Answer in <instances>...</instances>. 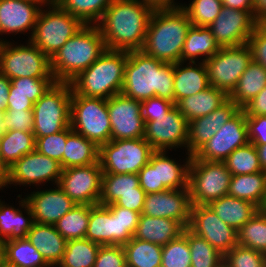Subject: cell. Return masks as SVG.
<instances>
[{
  "label": "cell",
  "mask_w": 266,
  "mask_h": 267,
  "mask_svg": "<svg viewBox=\"0 0 266 267\" xmlns=\"http://www.w3.org/2000/svg\"><path fill=\"white\" fill-rule=\"evenodd\" d=\"M153 11L139 0H113L96 24L106 49L141 50Z\"/></svg>",
  "instance_id": "1"
},
{
  "label": "cell",
  "mask_w": 266,
  "mask_h": 267,
  "mask_svg": "<svg viewBox=\"0 0 266 267\" xmlns=\"http://www.w3.org/2000/svg\"><path fill=\"white\" fill-rule=\"evenodd\" d=\"M121 93L139 101L156 96L174 102V63L129 51Z\"/></svg>",
  "instance_id": "2"
},
{
  "label": "cell",
  "mask_w": 266,
  "mask_h": 267,
  "mask_svg": "<svg viewBox=\"0 0 266 267\" xmlns=\"http://www.w3.org/2000/svg\"><path fill=\"white\" fill-rule=\"evenodd\" d=\"M191 25L188 14L182 7L154 10L141 50L163 62H180L187 31Z\"/></svg>",
  "instance_id": "3"
},
{
  "label": "cell",
  "mask_w": 266,
  "mask_h": 267,
  "mask_svg": "<svg viewBox=\"0 0 266 267\" xmlns=\"http://www.w3.org/2000/svg\"><path fill=\"white\" fill-rule=\"evenodd\" d=\"M106 50L97 25H84L50 59L56 82H70Z\"/></svg>",
  "instance_id": "4"
},
{
  "label": "cell",
  "mask_w": 266,
  "mask_h": 267,
  "mask_svg": "<svg viewBox=\"0 0 266 267\" xmlns=\"http://www.w3.org/2000/svg\"><path fill=\"white\" fill-rule=\"evenodd\" d=\"M128 52L106 49L69 83L75 94L109 99L121 93Z\"/></svg>",
  "instance_id": "5"
},
{
  "label": "cell",
  "mask_w": 266,
  "mask_h": 267,
  "mask_svg": "<svg viewBox=\"0 0 266 267\" xmlns=\"http://www.w3.org/2000/svg\"><path fill=\"white\" fill-rule=\"evenodd\" d=\"M140 213L120 206L89 205L85 238L100 245H124L137 229Z\"/></svg>",
  "instance_id": "6"
},
{
  "label": "cell",
  "mask_w": 266,
  "mask_h": 267,
  "mask_svg": "<svg viewBox=\"0 0 266 267\" xmlns=\"http://www.w3.org/2000/svg\"><path fill=\"white\" fill-rule=\"evenodd\" d=\"M47 6L46 11L41 9L39 12L33 35L28 41L51 59L85 24L63 10L55 1H50Z\"/></svg>",
  "instance_id": "7"
},
{
  "label": "cell",
  "mask_w": 266,
  "mask_h": 267,
  "mask_svg": "<svg viewBox=\"0 0 266 267\" xmlns=\"http://www.w3.org/2000/svg\"><path fill=\"white\" fill-rule=\"evenodd\" d=\"M72 88L55 82L33 106L34 137L58 133L70 126Z\"/></svg>",
  "instance_id": "8"
},
{
  "label": "cell",
  "mask_w": 266,
  "mask_h": 267,
  "mask_svg": "<svg viewBox=\"0 0 266 267\" xmlns=\"http://www.w3.org/2000/svg\"><path fill=\"white\" fill-rule=\"evenodd\" d=\"M70 126L98 147L109 142L111 125L107 99L86 97L72 91Z\"/></svg>",
  "instance_id": "9"
},
{
  "label": "cell",
  "mask_w": 266,
  "mask_h": 267,
  "mask_svg": "<svg viewBox=\"0 0 266 267\" xmlns=\"http://www.w3.org/2000/svg\"><path fill=\"white\" fill-rule=\"evenodd\" d=\"M0 72L10 80L16 78L54 79L50 58L30 40L26 45L0 42Z\"/></svg>",
  "instance_id": "10"
},
{
  "label": "cell",
  "mask_w": 266,
  "mask_h": 267,
  "mask_svg": "<svg viewBox=\"0 0 266 267\" xmlns=\"http://www.w3.org/2000/svg\"><path fill=\"white\" fill-rule=\"evenodd\" d=\"M155 150L144 138L110 140L99 147L103 174H138Z\"/></svg>",
  "instance_id": "11"
},
{
  "label": "cell",
  "mask_w": 266,
  "mask_h": 267,
  "mask_svg": "<svg viewBox=\"0 0 266 267\" xmlns=\"http://www.w3.org/2000/svg\"><path fill=\"white\" fill-rule=\"evenodd\" d=\"M231 177L224 162L197 160L192 156L188 180L192 205H208L228 195Z\"/></svg>",
  "instance_id": "12"
},
{
  "label": "cell",
  "mask_w": 266,
  "mask_h": 267,
  "mask_svg": "<svg viewBox=\"0 0 266 267\" xmlns=\"http://www.w3.org/2000/svg\"><path fill=\"white\" fill-rule=\"evenodd\" d=\"M252 59L251 49L247 44L221 47L216 54L205 61L210 86L229 95Z\"/></svg>",
  "instance_id": "13"
},
{
  "label": "cell",
  "mask_w": 266,
  "mask_h": 267,
  "mask_svg": "<svg viewBox=\"0 0 266 267\" xmlns=\"http://www.w3.org/2000/svg\"><path fill=\"white\" fill-rule=\"evenodd\" d=\"M248 143L246 115L241 109L192 156L197 160L223 162L236 148Z\"/></svg>",
  "instance_id": "14"
},
{
  "label": "cell",
  "mask_w": 266,
  "mask_h": 267,
  "mask_svg": "<svg viewBox=\"0 0 266 267\" xmlns=\"http://www.w3.org/2000/svg\"><path fill=\"white\" fill-rule=\"evenodd\" d=\"M188 229L223 256L238 244L237 231L224 223L208 205L192 206Z\"/></svg>",
  "instance_id": "15"
},
{
  "label": "cell",
  "mask_w": 266,
  "mask_h": 267,
  "mask_svg": "<svg viewBox=\"0 0 266 267\" xmlns=\"http://www.w3.org/2000/svg\"><path fill=\"white\" fill-rule=\"evenodd\" d=\"M102 168L100 162L62 170L58 185L79 205H97L101 193Z\"/></svg>",
  "instance_id": "16"
},
{
  "label": "cell",
  "mask_w": 266,
  "mask_h": 267,
  "mask_svg": "<svg viewBox=\"0 0 266 267\" xmlns=\"http://www.w3.org/2000/svg\"><path fill=\"white\" fill-rule=\"evenodd\" d=\"M61 164L50 157L40 154L36 150L24 155L7 170L6 186L27 184L41 185L52 181L58 185L62 174Z\"/></svg>",
  "instance_id": "17"
},
{
  "label": "cell",
  "mask_w": 266,
  "mask_h": 267,
  "mask_svg": "<svg viewBox=\"0 0 266 267\" xmlns=\"http://www.w3.org/2000/svg\"><path fill=\"white\" fill-rule=\"evenodd\" d=\"M107 107L111 125V140L144 137L145 123L141 101L119 93L107 99Z\"/></svg>",
  "instance_id": "18"
},
{
  "label": "cell",
  "mask_w": 266,
  "mask_h": 267,
  "mask_svg": "<svg viewBox=\"0 0 266 267\" xmlns=\"http://www.w3.org/2000/svg\"><path fill=\"white\" fill-rule=\"evenodd\" d=\"M189 122L174 106L167 115L145 123L144 139L155 151L185 147L188 142Z\"/></svg>",
  "instance_id": "19"
},
{
  "label": "cell",
  "mask_w": 266,
  "mask_h": 267,
  "mask_svg": "<svg viewBox=\"0 0 266 267\" xmlns=\"http://www.w3.org/2000/svg\"><path fill=\"white\" fill-rule=\"evenodd\" d=\"M256 26L255 11H242L223 6L208 28L220 47H237L247 44Z\"/></svg>",
  "instance_id": "20"
},
{
  "label": "cell",
  "mask_w": 266,
  "mask_h": 267,
  "mask_svg": "<svg viewBox=\"0 0 266 267\" xmlns=\"http://www.w3.org/2000/svg\"><path fill=\"white\" fill-rule=\"evenodd\" d=\"M192 206L189 188L166 190L146 194L142 214L171 218L188 228Z\"/></svg>",
  "instance_id": "21"
},
{
  "label": "cell",
  "mask_w": 266,
  "mask_h": 267,
  "mask_svg": "<svg viewBox=\"0 0 266 267\" xmlns=\"http://www.w3.org/2000/svg\"><path fill=\"white\" fill-rule=\"evenodd\" d=\"M48 4L49 2L0 0V35L32 31V37L39 12ZM3 41L4 39H0V42Z\"/></svg>",
  "instance_id": "22"
},
{
  "label": "cell",
  "mask_w": 266,
  "mask_h": 267,
  "mask_svg": "<svg viewBox=\"0 0 266 267\" xmlns=\"http://www.w3.org/2000/svg\"><path fill=\"white\" fill-rule=\"evenodd\" d=\"M54 188L33 191L25 197L35 223L54 225L76 205L59 185Z\"/></svg>",
  "instance_id": "23"
},
{
  "label": "cell",
  "mask_w": 266,
  "mask_h": 267,
  "mask_svg": "<svg viewBox=\"0 0 266 267\" xmlns=\"http://www.w3.org/2000/svg\"><path fill=\"white\" fill-rule=\"evenodd\" d=\"M241 108L231 99H227L220 107L210 114L198 117L189 122L187 154L193 155L200 147L208 142L216 132Z\"/></svg>",
  "instance_id": "24"
},
{
  "label": "cell",
  "mask_w": 266,
  "mask_h": 267,
  "mask_svg": "<svg viewBox=\"0 0 266 267\" xmlns=\"http://www.w3.org/2000/svg\"><path fill=\"white\" fill-rule=\"evenodd\" d=\"M174 63V104L182 98L197 94L208 87L210 82L205 62Z\"/></svg>",
  "instance_id": "25"
},
{
  "label": "cell",
  "mask_w": 266,
  "mask_h": 267,
  "mask_svg": "<svg viewBox=\"0 0 266 267\" xmlns=\"http://www.w3.org/2000/svg\"><path fill=\"white\" fill-rule=\"evenodd\" d=\"M27 238L51 267L59 264L63 259L67 240L54 225L34 222Z\"/></svg>",
  "instance_id": "26"
},
{
  "label": "cell",
  "mask_w": 266,
  "mask_h": 267,
  "mask_svg": "<svg viewBox=\"0 0 266 267\" xmlns=\"http://www.w3.org/2000/svg\"><path fill=\"white\" fill-rule=\"evenodd\" d=\"M184 229L178 221L171 218L152 217L141 213L134 238L164 246L178 238Z\"/></svg>",
  "instance_id": "27"
},
{
  "label": "cell",
  "mask_w": 266,
  "mask_h": 267,
  "mask_svg": "<svg viewBox=\"0 0 266 267\" xmlns=\"http://www.w3.org/2000/svg\"><path fill=\"white\" fill-rule=\"evenodd\" d=\"M167 151H154L149 163L157 168L158 185L168 190L188 188L189 166L192 155L188 154L183 165L166 156Z\"/></svg>",
  "instance_id": "28"
},
{
  "label": "cell",
  "mask_w": 266,
  "mask_h": 267,
  "mask_svg": "<svg viewBox=\"0 0 266 267\" xmlns=\"http://www.w3.org/2000/svg\"><path fill=\"white\" fill-rule=\"evenodd\" d=\"M21 208H24L27 217L20 209L5 204L0 200V238L4 241L27 238L28 231L31 229L33 221L32 210L25 198L19 201Z\"/></svg>",
  "instance_id": "29"
},
{
  "label": "cell",
  "mask_w": 266,
  "mask_h": 267,
  "mask_svg": "<svg viewBox=\"0 0 266 267\" xmlns=\"http://www.w3.org/2000/svg\"><path fill=\"white\" fill-rule=\"evenodd\" d=\"M228 95L212 86L207 89L179 100L175 106L188 122L195 118L206 116L220 107Z\"/></svg>",
  "instance_id": "30"
},
{
  "label": "cell",
  "mask_w": 266,
  "mask_h": 267,
  "mask_svg": "<svg viewBox=\"0 0 266 267\" xmlns=\"http://www.w3.org/2000/svg\"><path fill=\"white\" fill-rule=\"evenodd\" d=\"M208 206L224 223L233 227L236 231L259 210L255 204L230 195L211 201Z\"/></svg>",
  "instance_id": "31"
},
{
  "label": "cell",
  "mask_w": 266,
  "mask_h": 267,
  "mask_svg": "<svg viewBox=\"0 0 266 267\" xmlns=\"http://www.w3.org/2000/svg\"><path fill=\"white\" fill-rule=\"evenodd\" d=\"M221 49L216 42L214 35L208 27L193 26L188 29L186 39L183 45L181 61L186 63L196 62L199 57L202 62L210 59Z\"/></svg>",
  "instance_id": "32"
},
{
  "label": "cell",
  "mask_w": 266,
  "mask_h": 267,
  "mask_svg": "<svg viewBox=\"0 0 266 267\" xmlns=\"http://www.w3.org/2000/svg\"><path fill=\"white\" fill-rule=\"evenodd\" d=\"M228 195L249 201L259 209L266 199V174L261 171L252 174L233 175Z\"/></svg>",
  "instance_id": "33"
},
{
  "label": "cell",
  "mask_w": 266,
  "mask_h": 267,
  "mask_svg": "<svg viewBox=\"0 0 266 267\" xmlns=\"http://www.w3.org/2000/svg\"><path fill=\"white\" fill-rule=\"evenodd\" d=\"M34 150L33 132L5 131L0 138V163L7 171L17 160Z\"/></svg>",
  "instance_id": "34"
},
{
  "label": "cell",
  "mask_w": 266,
  "mask_h": 267,
  "mask_svg": "<svg viewBox=\"0 0 266 267\" xmlns=\"http://www.w3.org/2000/svg\"><path fill=\"white\" fill-rule=\"evenodd\" d=\"M265 86L266 69L252 59L228 98L242 108L257 96Z\"/></svg>",
  "instance_id": "35"
},
{
  "label": "cell",
  "mask_w": 266,
  "mask_h": 267,
  "mask_svg": "<svg viewBox=\"0 0 266 267\" xmlns=\"http://www.w3.org/2000/svg\"><path fill=\"white\" fill-rule=\"evenodd\" d=\"M65 146L63 169L86 166L99 161V147L74 131L67 137Z\"/></svg>",
  "instance_id": "36"
},
{
  "label": "cell",
  "mask_w": 266,
  "mask_h": 267,
  "mask_svg": "<svg viewBox=\"0 0 266 267\" xmlns=\"http://www.w3.org/2000/svg\"><path fill=\"white\" fill-rule=\"evenodd\" d=\"M123 249L126 267H161V245L132 237Z\"/></svg>",
  "instance_id": "37"
},
{
  "label": "cell",
  "mask_w": 266,
  "mask_h": 267,
  "mask_svg": "<svg viewBox=\"0 0 266 267\" xmlns=\"http://www.w3.org/2000/svg\"><path fill=\"white\" fill-rule=\"evenodd\" d=\"M4 258L17 267H51L28 238L5 241Z\"/></svg>",
  "instance_id": "38"
},
{
  "label": "cell",
  "mask_w": 266,
  "mask_h": 267,
  "mask_svg": "<svg viewBox=\"0 0 266 267\" xmlns=\"http://www.w3.org/2000/svg\"><path fill=\"white\" fill-rule=\"evenodd\" d=\"M138 174H102L99 204H113L121 194L137 192Z\"/></svg>",
  "instance_id": "39"
},
{
  "label": "cell",
  "mask_w": 266,
  "mask_h": 267,
  "mask_svg": "<svg viewBox=\"0 0 266 267\" xmlns=\"http://www.w3.org/2000/svg\"><path fill=\"white\" fill-rule=\"evenodd\" d=\"M85 25H96L113 0H51Z\"/></svg>",
  "instance_id": "40"
},
{
  "label": "cell",
  "mask_w": 266,
  "mask_h": 267,
  "mask_svg": "<svg viewBox=\"0 0 266 267\" xmlns=\"http://www.w3.org/2000/svg\"><path fill=\"white\" fill-rule=\"evenodd\" d=\"M238 245L266 255V210L259 209L238 231Z\"/></svg>",
  "instance_id": "41"
},
{
  "label": "cell",
  "mask_w": 266,
  "mask_h": 267,
  "mask_svg": "<svg viewBox=\"0 0 266 267\" xmlns=\"http://www.w3.org/2000/svg\"><path fill=\"white\" fill-rule=\"evenodd\" d=\"M100 246L86 238L69 240L60 264L64 267H94Z\"/></svg>",
  "instance_id": "42"
},
{
  "label": "cell",
  "mask_w": 266,
  "mask_h": 267,
  "mask_svg": "<svg viewBox=\"0 0 266 267\" xmlns=\"http://www.w3.org/2000/svg\"><path fill=\"white\" fill-rule=\"evenodd\" d=\"M89 224V205L76 204L55 224L56 230L67 240L84 239Z\"/></svg>",
  "instance_id": "43"
},
{
  "label": "cell",
  "mask_w": 266,
  "mask_h": 267,
  "mask_svg": "<svg viewBox=\"0 0 266 267\" xmlns=\"http://www.w3.org/2000/svg\"><path fill=\"white\" fill-rule=\"evenodd\" d=\"M223 162L232 176L263 171L255 145L250 142L236 148Z\"/></svg>",
  "instance_id": "44"
},
{
  "label": "cell",
  "mask_w": 266,
  "mask_h": 267,
  "mask_svg": "<svg viewBox=\"0 0 266 267\" xmlns=\"http://www.w3.org/2000/svg\"><path fill=\"white\" fill-rule=\"evenodd\" d=\"M191 267H223L224 256L205 239L188 229Z\"/></svg>",
  "instance_id": "45"
},
{
  "label": "cell",
  "mask_w": 266,
  "mask_h": 267,
  "mask_svg": "<svg viewBox=\"0 0 266 267\" xmlns=\"http://www.w3.org/2000/svg\"><path fill=\"white\" fill-rule=\"evenodd\" d=\"M161 267H191L188 228L178 238L162 246Z\"/></svg>",
  "instance_id": "46"
},
{
  "label": "cell",
  "mask_w": 266,
  "mask_h": 267,
  "mask_svg": "<svg viewBox=\"0 0 266 267\" xmlns=\"http://www.w3.org/2000/svg\"><path fill=\"white\" fill-rule=\"evenodd\" d=\"M181 7L193 26L208 27L221 12L223 4L221 0H193Z\"/></svg>",
  "instance_id": "47"
},
{
  "label": "cell",
  "mask_w": 266,
  "mask_h": 267,
  "mask_svg": "<svg viewBox=\"0 0 266 267\" xmlns=\"http://www.w3.org/2000/svg\"><path fill=\"white\" fill-rule=\"evenodd\" d=\"M73 132L71 126L68 128L43 137H35V150L42 155L57 160L63 169V154L67 137Z\"/></svg>",
  "instance_id": "48"
},
{
  "label": "cell",
  "mask_w": 266,
  "mask_h": 267,
  "mask_svg": "<svg viewBox=\"0 0 266 267\" xmlns=\"http://www.w3.org/2000/svg\"><path fill=\"white\" fill-rule=\"evenodd\" d=\"M223 267H266V255L237 244L224 255Z\"/></svg>",
  "instance_id": "49"
},
{
  "label": "cell",
  "mask_w": 266,
  "mask_h": 267,
  "mask_svg": "<svg viewBox=\"0 0 266 267\" xmlns=\"http://www.w3.org/2000/svg\"><path fill=\"white\" fill-rule=\"evenodd\" d=\"M56 82L55 79L16 78L11 79L9 93H22L33 103H36Z\"/></svg>",
  "instance_id": "50"
},
{
  "label": "cell",
  "mask_w": 266,
  "mask_h": 267,
  "mask_svg": "<svg viewBox=\"0 0 266 267\" xmlns=\"http://www.w3.org/2000/svg\"><path fill=\"white\" fill-rule=\"evenodd\" d=\"M2 126L5 131L18 130L23 132H33L34 116L33 110H6L2 117Z\"/></svg>",
  "instance_id": "51"
},
{
  "label": "cell",
  "mask_w": 266,
  "mask_h": 267,
  "mask_svg": "<svg viewBox=\"0 0 266 267\" xmlns=\"http://www.w3.org/2000/svg\"><path fill=\"white\" fill-rule=\"evenodd\" d=\"M94 267H126L123 245H101Z\"/></svg>",
  "instance_id": "52"
},
{
  "label": "cell",
  "mask_w": 266,
  "mask_h": 267,
  "mask_svg": "<svg viewBox=\"0 0 266 267\" xmlns=\"http://www.w3.org/2000/svg\"><path fill=\"white\" fill-rule=\"evenodd\" d=\"M141 106L144 123H147L148 121H154L156 117L167 115L175 104L172 101L155 96L141 101Z\"/></svg>",
  "instance_id": "53"
},
{
  "label": "cell",
  "mask_w": 266,
  "mask_h": 267,
  "mask_svg": "<svg viewBox=\"0 0 266 267\" xmlns=\"http://www.w3.org/2000/svg\"><path fill=\"white\" fill-rule=\"evenodd\" d=\"M139 185L146 194L159 193L168 190L164 185H158L157 168L149 162L138 173Z\"/></svg>",
  "instance_id": "54"
},
{
  "label": "cell",
  "mask_w": 266,
  "mask_h": 267,
  "mask_svg": "<svg viewBox=\"0 0 266 267\" xmlns=\"http://www.w3.org/2000/svg\"><path fill=\"white\" fill-rule=\"evenodd\" d=\"M247 45L251 49L253 60L266 69V33L256 26Z\"/></svg>",
  "instance_id": "55"
},
{
  "label": "cell",
  "mask_w": 266,
  "mask_h": 267,
  "mask_svg": "<svg viewBox=\"0 0 266 267\" xmlns=\"http://www.w3.org/2000/svg\"><path fill=\"white\" fill-rule=\"evenodd\" d=\"M249 142L254 145L266 144V116L246 117Z\"/></svg>",
  "instance_id": "56"
},
{
  "label": "cell",
  "mask_w": 266,
  "mask_h": 267,
  "mask_svg": "<svg viewBox=\"0 0 266 267\" xmlns=\"http://www.w3.org/2000/svg\"><path fill=\"white\" fill-rule=\"evenodd\" d=\"M146 193L139 186L137 192H128L121 194V196L113 203L107 206H120L126 209L142 213L144 207Z\"/></svg>",
  "instance_id": "57"
},
{
  "label": "cell",
  "mask_w": 266,
  "mask_h": 267,
  "mask_svg": "<svg viewBox=\"0 0 266 267\" xmlns=\"http://www.w3.org/2000/svg\"><path fill=\"white\" fill-rule=\"evenodd\" d=\"M241 109L246 117L266 116V86Z\"/></svg>",
  "instance_id": "58"
},
{
  "label": "cell",
  "mask_w": 266,
  "mask_h": 267,
  "mask_svg": "<svg viewBox=\"0 0 266 267\" xmlns=\"http://www.w3.org/2000/svg\"><path fill=\"white\" fill-rule=\"evenodd\" d=\"M34 103L31 102L25 94L22 93H9L7 100L6 110H33Z\"/></svg>",
  "instance_id": "59"
},
{
  "label": "cell",
  "mask_w": 266,
  "mask_h": 267,
  "mask_svg": "<svg viewBox=\"0 0 266 267\" xmlns=\"http://www.w3.org/2000/svg\"><path fill=\"white\" fill-rule=\"evenodd\" d=\"M11 80L0 72V112L5 113Z\"/></svg>",
  "instance_id": "60"
},
{
  "label": "cell",
  "mask_w": 266,
  "mask_h": 267,
  "mask_svg": "<svg viewBox=\"0 0 266 267\" xmlns=\"http://www.w3.org/2000/svg\"><path fill=\"white\" fill-rule=\"evenodd\" d=\"M224 7L242 11H255V0H221Z\"/></svg>",
  "instance_id": "61"
},
{
  "label": "cell",
  "mask_w": 266,
  "mask_h": 267,
  "mask_svg": "<svg viewBox=\"0 0 266 267\" xmlns=\"http://www.w3.org/2000/svg\"><path fill=\"white\" fill-rule=\"evenodd\" d=\"M139 1L149 6L153 10L173 9L182 6V4L178 5L176 2H174V0H139Z\"/></svg>",
  "instance_id": "62"
},
{
  "label": "cell",
  "mask_w": 266,
  "mask_h": 267,
  "mask_svg": "<svg viewBox=\"0 0 266 267\" xmlns=\"http://www.w3.org/2000/svg\"><path fill=\"white\" fill-rule=\"evenodd\" d=\"M266 16V0H255V19Z\"/></svg>",
  "instance_id": "63"
},
{
  "label": "cell",
  "mask_w": 266,
  "mask_h": 267,
  "mask_svg": "<svg viewBox=\"0 0 266 267\" xmlns=\"http://www.w3.org/2000/svg\"><path fill=\"white\" fill-rule=\"evenodd\" d=\"M255 148L258 153L259 162L263 172L266 174V144L264 145H255Z\"/></svg>",
  "instance_id": "64"
},
{
  "label": "cell",
  "mask_w": 266,
  "mask_h": 267,
  "mask_svg": "<svg viewBox=\"0 0 266 267\" xmlns=\"http://www.w3.org/2000/svg\"><path fill=\"white\" fill-rule=\"evenodd\" d=\"M7 171L0 163V189L6 187Z\"/></svg>",
  "instance_id": "65"
},
{
  "label": "cell",
  "mask_w": 266,
  "mask_h": 267,
  "mask_svg": "<svg viewBox=\"0 0 266 267\" xmlns=\"http://www.w3.org/2000/svg\"><path fill=\"white\" fill-rule=\"evenodd\" d=\"M4 251H5V241L2 238H0V264L5 260Z\"/></svg>",
  "instance_id": "66"
},
{
  "label": "cell",
  "mask_w": 266,
  "mask_h": 267,
  "mask_svg": "<svg viewBox=\"0 0 266 267\" xmlns=\"http://www.w3.org/2000/svg\"><path fill=\"white\" fill-rule=\"evenodd\" d=\"M257 26L263 31L266 33V16L260 18L258 21H257Z\"/></svg>",
  "instance_id": "67"
},
{
  "label": "cell",
  "mask_w": 266,
  "mask_h": 267,
  "mask_svg": "<svg viewBox=\"0 0 266 267\" xmlns=\"http://www.w3.org/2000/svg\"><path fill=\"white\" fill-rule=\"evenodd\" d=\"M0 267H17L11 264H8L5 260L0 264Z\"/></svg>",
  "instance_id": "68"
},
{
  "label": "cell",
  "mask_w": 266,
  "mask_h": 267,
  "mask_svg": "<svg viewBox=\"0 0 266 267\" xmlns=\"http://www.w3.org/2000/svg\"><path fill=\"white\" fill-rule=\"evenodd\" d=\"M4 113L0 112V132L4 133V129L2 126V117H3Z\"/></svg>",
  "instance_id": "69"
},
{
  "label": "cell",
  "mask_w": 266,
  "mask_h": 267,
  "mask_svg": "<svg viewBox=\"0 0 266 267\" xmlns=\"http://www.w3.org/2000/svg\"><path fill=\"white\" fill-rule=\"evenodd\" d=\"M24 1H33V2H50L51 0H24Z\"/></svg>",
  "instance_id": "70"
},
{
  "label": "cell",
  "mask_w": 266,
  "mask_h": 267,
  "mask_svg": "<svg viewBox=\"0 0 266 267\" xmlns=\"http://www.w3.org/2000/svg\"><path fill=\"white\" fill-rule=\"evenodd\" d=\"M262 210H266V199H265V201H264Z\"/></svg>",
  "instance_id": "71"
},
{
  "label": "cell",
  "mask_w": 266,
  "mask_h": 267,
  "mask_svg": "<svg viewBox=\"0 0 266 267\" xmlns=\"http://www.w3.org/2000/svg\"><path fill=\"white\" fill-rule=\"evenodd\" d=\"M52 267H64V266H62V265L59 263V264H56V265H54V266H52Z\"/></svg>",
  "instance_id": "72"
}]
</instances>
